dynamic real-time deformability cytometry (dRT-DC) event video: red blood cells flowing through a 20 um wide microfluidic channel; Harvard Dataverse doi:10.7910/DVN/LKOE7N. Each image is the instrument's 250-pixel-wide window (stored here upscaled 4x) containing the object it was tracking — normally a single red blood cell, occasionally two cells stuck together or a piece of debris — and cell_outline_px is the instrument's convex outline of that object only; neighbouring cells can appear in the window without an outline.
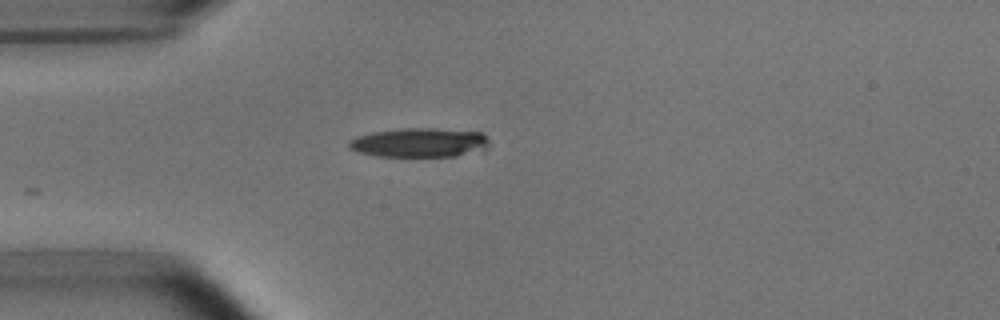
{"species": "common noctule bat (a hibernating species)", "species_latin": "Nyctalus noctula", "temperature_condition": "room temperature", "stored_images_in_passage": 9, "camera_frame_rate_fps": 3000, "um_per_image_px": 0.085, "animal": {"sex": "male", "body_mass_g": 15.6}, "frame": {"image": 1, "passage_image": 1, "time_ms": 0.0, "image_size_px": [1000, 320], "cell_outline_px": [[488, 148], [456, 156], [376, 156], [356, 152], [348, 148], [348, 140], [356, 136], [372, 132], [400, 128], [428, 128], [484, 132], [488, 140]], "centroid_in_image_um": [35.61, 12.11], "position_along_channel_um": 49.4, "area_um2": 24.04}}